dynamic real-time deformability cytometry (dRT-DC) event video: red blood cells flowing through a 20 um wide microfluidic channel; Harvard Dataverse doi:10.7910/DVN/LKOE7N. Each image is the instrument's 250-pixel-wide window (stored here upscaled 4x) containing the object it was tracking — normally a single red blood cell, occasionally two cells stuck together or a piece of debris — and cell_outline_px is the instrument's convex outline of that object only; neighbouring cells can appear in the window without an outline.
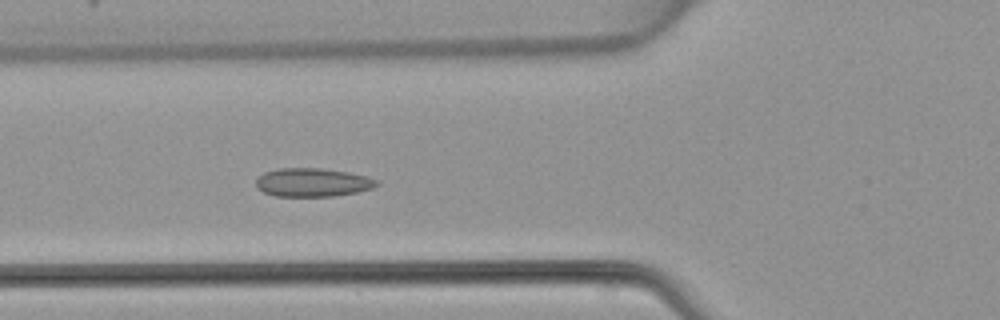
{"species": "common noctule bat (a hibernating species)", "species_latin": "Nyctalus noctula", "temperature_condition": "warm", "stored_images_in_passage": 48, "camera_frame_rate_fps": 3000, "um_per_image_px": 0.085, "animal": {"sex": "female", "body_mass_g": 22.7, "forearm_length_mm": 54.2}, "frame": {"image": 1, "passage_image": 18, "time_ms": 5.667, "image_size_px": [1000, 320], "cell_outline_px": [[380, 184], [372, 188], [356, 192], [332, 196], [276, 196], [264, 192], [256, 188], [256, 180], [264, 172], [276, 168], [320, 168], [348, 172], [368, 176], [380, 180]], "centroid_in_image_um": [26.59, 15.49], "position_along_channel_um": 99.2, "area_um2": 20.17}}
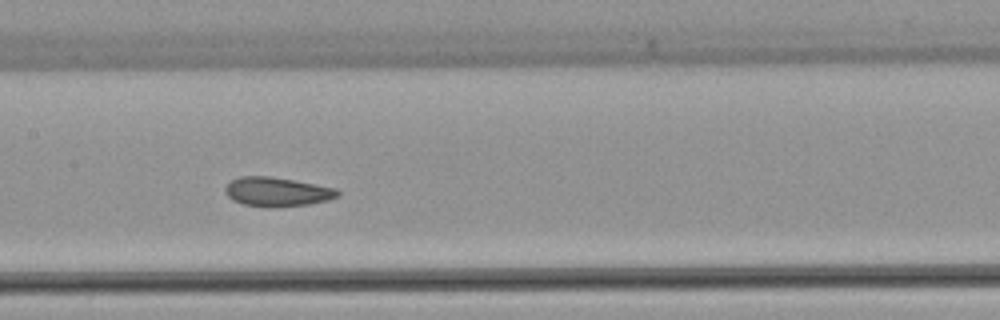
{"frame": {"image": 2, "passage_image": 24, "time_ms": 7.667, "image_size_px": [1000, 320], "cell_outline_px": [[340, 196], [328, 200], [308, 204], [272, 208], [244, 204], [232, 200], [224, 192], [224, 188], [232, 180], [240, 176], [272, 176], [336, 188], [340, 192]], "centroid_in_image_um": [23.55, 16.3], "position_along_channel_um": 183.9, "area_um2": 19.19}}
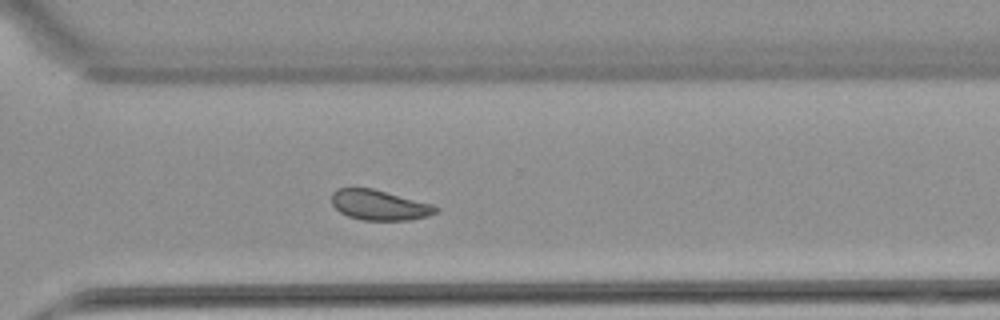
{"frame": {"image": 3, "passage_image": 35, "time_ms": 11.333, "image_size_px": [1000, 320], "cell_outline_px": [[440, 208], [436, 212], [428, 216], [408, 220], [360, 220], [348, 216], [340, 212], [332, 204], [332, 192], [336, 188], [372, 188], [432, 204]], "centroid_in_image_um": [32.23, 17.43], "position_along_channel_um": 338.4, "area_um2": 18.26}}